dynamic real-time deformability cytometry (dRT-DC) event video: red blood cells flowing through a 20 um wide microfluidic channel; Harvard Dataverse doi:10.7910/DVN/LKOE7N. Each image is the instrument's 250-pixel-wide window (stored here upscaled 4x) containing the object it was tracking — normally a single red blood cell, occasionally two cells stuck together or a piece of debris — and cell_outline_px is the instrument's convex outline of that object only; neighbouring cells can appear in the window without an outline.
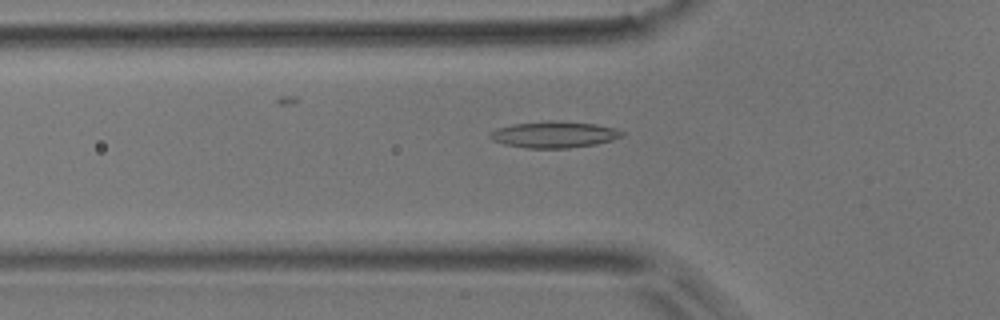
{"species": "common noctule bat (a hibernating species)", "species_latin": "Nyctalus noctula", "temperature_condition": "room temperature", "stored_images_in_passage": 45, "camera_frame_rate_fps": 3000, "um_per_image_px": 0.085, "animal": {"sex": "male", "body_mass_g": 17.9}, "frame": {"image": 1, "passage_image": 12, "time_ms": 3.667, "image_size_px": [1000, 320], "cell_outline_px": [[624, 136], [612, 140], [596, 144], [568, 148], [524, 148], [504, 144], [492, 140], [488, 136], [488, 132], [496, 128], [512, 124], [548, 120], [556, 120], [596, 124], [612, 128], [624, 132]], "centroid_in_image_um": [47.05, 11.43], "position_along_channel_um": 78.7, "area_um2": 20.52}}
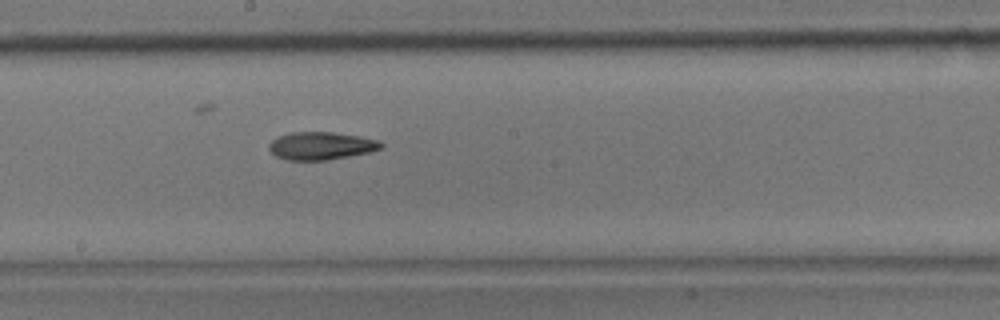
{"frame": {"image": 2, "passage_image": 23, "time_ms": 7.333, "image_size_px": [1000, 320], "cell_outline_px": [[384, 148], [368, 152], [328, 160], [288, 160], [276, 156], [268, 148], [268, 144], [276, 136], [292, 132], [332, 132], [360, 136], [376, 140], [384, 144]], "centroid_in_image_um": [27.27, 12.39], "position_along_channel_um": 220.9, "area_um2": 18.15}}
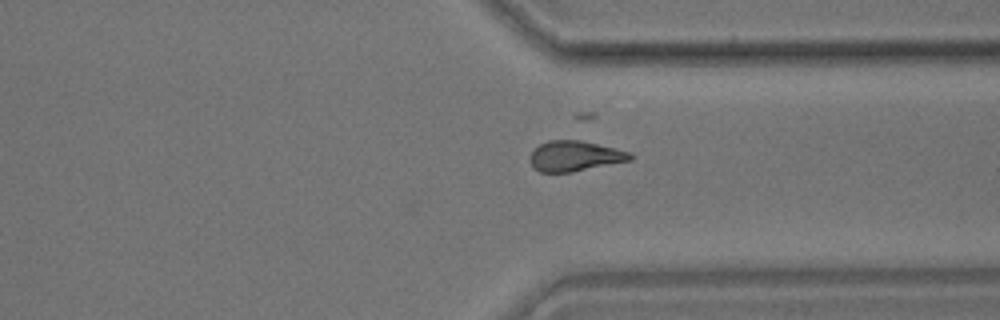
{"frame": {"image": 3, "passage_image": 34, "time_ms": 11.0, "image_size_px": [1000, 320], "cell_outline_px": [[636, 156], [632, 160], [572, 172], [540, 172], [532, 168], [528, 160], [532, 152], [540, 144], [548, 140], [580, 140], [616, 148], [632, 152]], "centroid_in_image_um": [48.88, 13.27], "position_along_channel_um": 362.5, "area_um2": 17.98}, "authors_computed_cell_mechanics": {"area_um2": 18.1492, "velocity_mm_per_s": 3.8592, "shape_relaxation_time_tau1_ms": null, "shape_relaxation_time_tau2_ms": 4.4389, "deformation_change_tau1": null, "deformation_change_tau2": 0.1332}}